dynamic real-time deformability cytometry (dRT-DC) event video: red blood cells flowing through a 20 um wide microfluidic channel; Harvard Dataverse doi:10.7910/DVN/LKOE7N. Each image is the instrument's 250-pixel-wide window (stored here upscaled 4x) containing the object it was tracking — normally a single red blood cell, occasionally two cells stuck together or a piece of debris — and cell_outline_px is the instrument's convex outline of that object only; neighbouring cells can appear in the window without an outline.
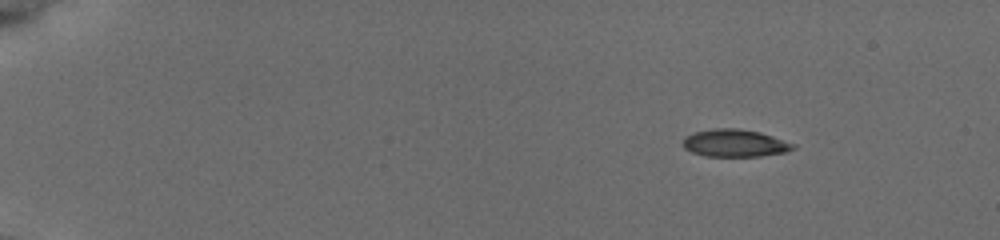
{"species": "common noctule bat (a hibernating species)", "species_latin": "Nyctalus noctula", "temperature_condition": "cold", "stored_images_in_passage": 19, "camera_frame_rate_fps": 3000, "um_per_image_px": 0.085, "animal": {"sex": "female", "body_mass_g": 19.5, "forearm_length_mm": 54.1}, "frame": {"image": 1, "passage_image": 1, "time_ms": 0.0, "image_size_px": [1000, 240], "cell_outline_px": [[796, 148], [784, 152], [760, 156], [708, 156], [692, 152], [684, 148], [684, 140], [688, 136], [696, 132], [716, 128], [736, 128], [760, 132], [772, 136], [792, 144]], "centroid_in_image_um": [62.46, 12.17], "position_along_channel_um": 22.5, "area_um2": 17.17}}